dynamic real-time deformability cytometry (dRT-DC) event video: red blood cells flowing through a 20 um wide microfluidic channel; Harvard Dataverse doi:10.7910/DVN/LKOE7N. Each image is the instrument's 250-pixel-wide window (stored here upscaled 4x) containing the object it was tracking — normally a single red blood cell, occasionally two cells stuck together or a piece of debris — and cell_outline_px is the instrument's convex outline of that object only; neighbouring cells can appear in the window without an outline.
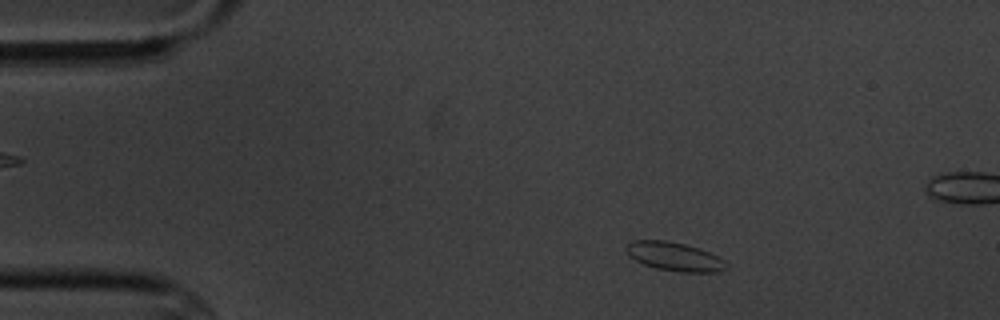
{"species": "common noctule bat (a hibernating species)", "species_latin": "Nyctalus noctula", "temperature_condition": "cold", "stored_images_in_passage": 14, "segment_of_instrument_passage": [1, 2], "camera_frame_rate_fps": 3000, "um_per_image_px": 0.085, "animal": {"sex": "male", "body_mass_g": 20.1, "forearm_length_mm": 53.5}, "frame": {"image": 1, "passage_image": 1, "time_ms": 0.0, "image_size_px": [1000, 320], "cell_outline_px": [[728, 268], [716, 272], [680, 272], [656, 268], [644, 264], [628, 256], [624, 248], [632, 240], [668, 240], [700, 248], [724, 260], [728, 264]], "centroid_in_image_um": [57.31, 21.8], "position_along_channel_um": 27.7, "area_um2": 16.82}}
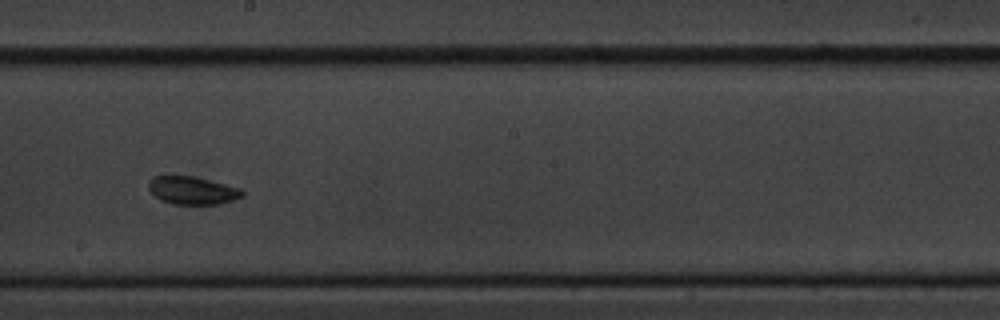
{"frame": {"image": 2, "passage_image": 7, "time_ms": 7.667, "image_size_px": [1000, 320], "cell_outline_px": [[244, 196], [220, 204], [172, 204], [160, 200], [148, 188], [148, 180], [152, 176], [192, 176], [240, 188], [244, 192]], "centroid_in_image_um": [16.33, 16.19], "position_along_channel_um": 231.9, "area_um2": 15.14}}
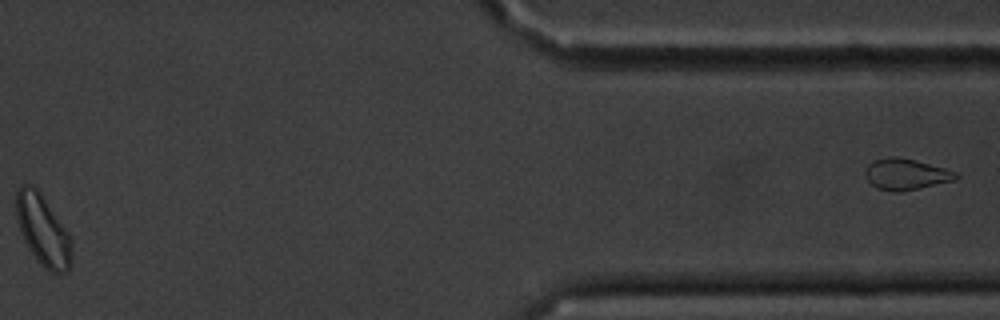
{"frame": {"image": 3, "passage_image": 12, "time_ms": 14.333, "image_size_px": [1000, 320], "cell_outline_px": [[72, 264], [68, 272], [48, 272], [40, 264], [28, 248], [24, 240], [16, 216], [16, 192], [24, 184], [28, 184], [36, 188], [40, 192], [68, 232], [72, 240]], "centroid_in_image_um": [3.67, 19.61], "position_along_channel_um": 407.7, "area_um2": 22.83}}